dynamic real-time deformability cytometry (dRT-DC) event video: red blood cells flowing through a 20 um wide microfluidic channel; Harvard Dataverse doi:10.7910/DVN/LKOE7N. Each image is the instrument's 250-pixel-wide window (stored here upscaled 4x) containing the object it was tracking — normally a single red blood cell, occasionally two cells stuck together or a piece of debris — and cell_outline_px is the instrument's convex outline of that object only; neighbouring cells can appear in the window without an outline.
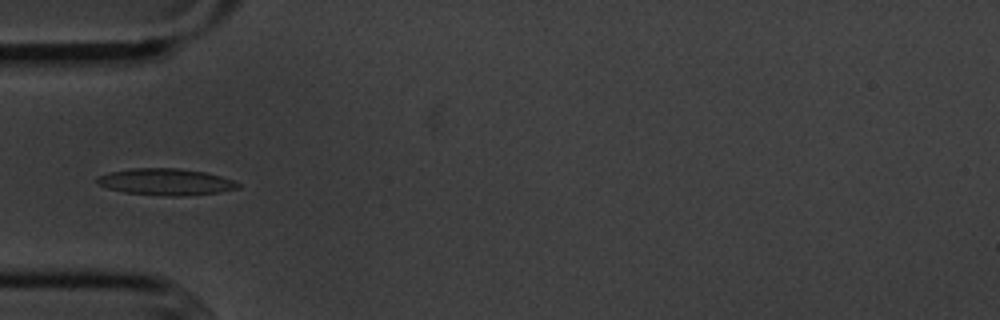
{"species": "common noctule bat (a hibernating species)", "species_latin": "Nyctalus noctula", "temperature_condition": "cold", "stored_images_in_passage": 5, "camera_frame_rate_fps": 3000, "um_per_image_px": 0.085, "animal": {"sex": "male", "body_mass_g": 20.1, "forearm_length_mm": 53.5}, "frame": {"image": 1, "passage_image": 1, "time_ms": 0.0, "image_size_px": [1000, 320], "cell_outline_px": [[240, 188], [220, 192], [180, 196], [168, 196], [124, 192], [108, 188], [96, 184], [96, 176], [108, 172], [128, 168], [180, 168], [204, 172], [220, 176], [232, 180], [240, 184]], "centroid_in_image_um": [14.04, 15.45], "position_along_channel_um": 71.0, "area_um2": 21.96}}
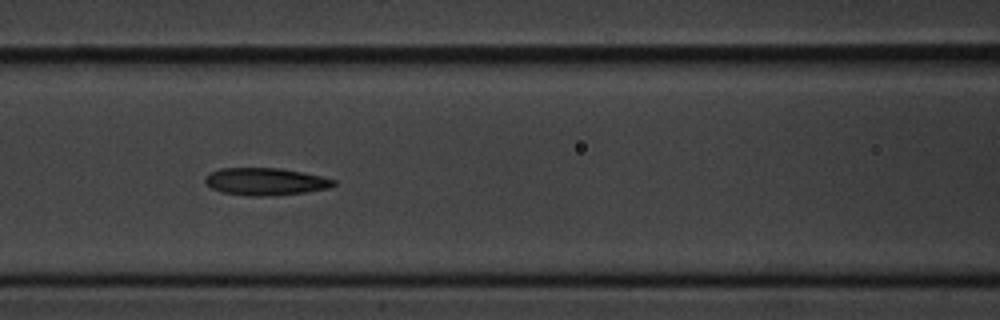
{"frame": {"image": 2, "passage_image": 3, "time_ms": 2.0, "image_size_px": [1000, 320], "cell_outline_px": [[336, 184], [328, 188], [304, 192], [276, 196], [248, 196], [220, 192], [204, 184], [204, 176], [220, 168], [280, 168], [320, 176], [336, 180]], "centroid_in_image_um": [22.51, 15.44], "position_along_channel_um": 144.1, "area_um2": 20.58}}
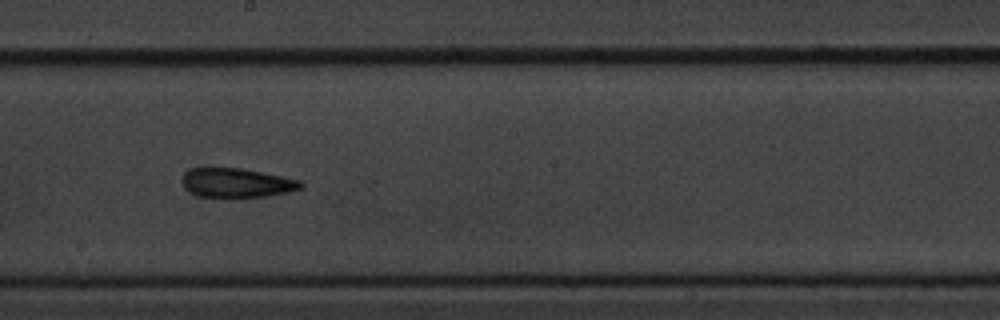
{"frame": {"image": 3, "passage_image": 5, "time_ms": 4.333, "image_size_px": [1000, 320], "cell_outline_px": [[304, 184], [300, 188], [288, 192], [268, 196], [240, 200], [228, 200], [200, 196], [184, 188], [180, 180], [184, 172], [192, 168], [240, 168], [300, 180]], "centroid_in_image_um": [20.07, 15.59], "position_along_channel_um": 228.1, "area_um2": 20.98}}